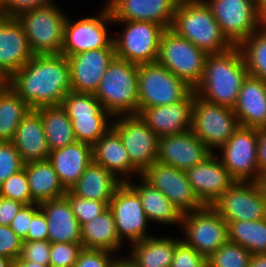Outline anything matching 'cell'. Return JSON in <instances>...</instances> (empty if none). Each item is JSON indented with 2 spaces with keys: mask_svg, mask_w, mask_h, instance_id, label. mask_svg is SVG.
I'll list each match as a JSON object with an SVG mask.
<instances>
[{
  "mask_svg": "<svg viewBox=\"0 0 266 267\" xmlns=\"http://www.w3.org/2000/svg\"><path fill=\"white\" fill-rule=\"evenodd\" d=\"M260 183H261V186L263 187L265 198H266V174L261 177Z\"/></svg>",
  "mask_w": 266,
  "mask_h": 267,
  "instance_id": "cell-58",
  "label": "cell"
},
{
  "mask_svg": "<svg viewBox=\"0 0 266 267\" xmlns=\"http://www.w3.org/2000/svg\"><path fill=\"white\" fill-rule=\"evenodd\" d=\"M252 254L241 245L226 241L208 259V267H248Z\"/></svg>",
  "mask_w": 266,
  "mask_h": 267,
  "instance_id": "cell-39",
  "label": "cell"
},
{
  "mask_svg": "<svg viewBox=\"0 0 266 267\" xmlns=\"http://www.w3.org/2000/svg\"><path fill=\"white\" fill-rule=\"evenodd\" d=\"M257 147L258 128L240 126L217 156L235 181L259 182Z\"/></svg>",
  "mask_w": 266,
  "mask_h": 267,
  "instance_id": "cell-14",
  "label": "cell"
},
{
  "mask_svg": "<svg viewBox=\"0 0 266 267\" xmlns=\"http://www.w3.org/2000/svg\"><path fill=\"white\" fill-rule=\"evenodd\" d=\"M0 196L24 205L36 203L31 196L25 168L12 174L0 185Z\"/></svg>",
  "mask_w": 266,
  "mask_h": 267,
  "instance_id": "cell-40",
  "label": "cell"
},
{
  "mask_svg": "<svg viewBox=\"0 0 266 267\" xmlns=\"http://www.w3.org/2000/svg\"><path fill=\"white\" fill-rule=\"evenodd\" d=\"M8 85V81H0V93Z\"/></svg>",
  "mask_w": 266,
  "mask_h": 267,
  "instance_id": "cell-59",
  "label": "cell"
},
{
  "mask_svg": "<svg viewBox=\"0 0 266 267\" xmlns=\"http://www.w3.org/2000/svg\"><path fill=\"white\" fill-rule=\"evenodd\" d=\"M101 12L72 21L68 16L64 27L61 54L69 57L81 52L115 48L113 37L109 35L107 25L113 24L112 15L106 4ZM110 23V24H109Z\"/></svg>",
  "mask_w": 266,
  "mask_h": 267,
  "instance_id": "cell-12",
  "label": "cell"
},
{
  "mask_svg": "<svg viewBox=\"0 0 266 267\" xmlns=\"http://www.w3.org/2000/svg\"><path fill=\"white\" fill-rule=\"evenodd\" d=\"M193 91L186 81L158 62L138 65V113L145 107L177 103Z\"/></svg>",
  "mask_w": 266,
  "mask_h": 267,
  "instance_id": "cell-6",
  "label": "cell"
},
{
  "mask_svg": "<svg viewBox=\"0 0 266 267\" xmlns=\"http://www.w3.org/2000/svg\"><path fill=\"white\" fill-rule=\"evenodd\" d=\"M112 128L121 137L131 164L140 173L157 161L159 137L138 114L115 116Z\"/></svg>",
  "mask_w": 266,
  "mask_h": 267,
  "instance_id": "cell-16",
  "label": "cell"
},
{
  "mask_svg": "<svg viewBox=\"0 0 266 267\" xmlns=\"http://www.w3.org/2000/svg\"><path fill=\"white\" fill-rule=\"evenodd\" d=\"M194 95L195 91L174 104L145 107L138 115L159 138L185 133L191 130Z\"/></svg>",
  "mask_w": 266,
  "mask_h": 267,
  "instance_id": "cell-23",
  "label": "cell"
},
{
  "mask_svg": "<svg viewBox=\"0 0 266 267\" xmlns=\"http://www.w3.org/2000/svg\"><path fill=\"white\" fill-rule=\"evenodd\" d=\"M228 223L229 241L235 242L252 255L266 254V218L257 221Z\"/></svg>",
  "mask_w": 266,
  "mask_h": 267,
  "instance_id": "cell-37",
  "label": "cell"
},
{
  "mask_svg": "<svg viewBox=\"0 0 266 267\" xmlns=\"http://www.w3.org/2000/svg\"><path fill=\"white\" fill-rule=\"evenodd\" d=\"M140 177L162 192L182 214L205 207L188 181L186 172L181 169L156 161Z\"/></svg>",
  "mask_w": 266,
  "mask_h": 267,
  "instance_id": "cell-17",
  "label": "cell"
},
{
  "mask_svg": "<svg viewBox=\"0 0 266 267\" xmlns=\"http://www.w3.org/2000/svg\"><path fill=\"white\" fill-rule=\"evenodd\" d=\"M24 162L12 141H0V185L24 168Z\"/></svg>",
  "mask_w": 266,
  "mask_h": 267,
  "instance_id": "cell-42",
  "label": "cell"
},
{
  "mask_svg": "<svg viewBox=\"0 0 266 267\" xmlns=\"http://www.w3.org/2000/svg\"><path fill=\"white\" fill-rule=\"evenodd\" d=\"M204 1L210 7L222 33L234 46H238L266 22L254 0Z\"/></svg>",
  "mask_w": 266,
  "mask_h": 267,
  "instance_id": "cell-13",
  "label": "cell"
},
{
  "mask_svg": "<svg viewBox=\"0 0 266 267\" xmlns=\"http://www.w3.org/2000/svg\"><path fill=\"white\" fill-rule=\"evenodd\" d=\"M64 196L68 199L72 212L80 226L92 221L109 207L106 202L75 196L70 190H67Z\"/></svg>",
  "mask_w": 266,
  "mask_h": 267,
  "instance_id": "cell-41",
  "label": "cell"
},
{
  "mask_svg": "<svg viewBox=\"0 0 266 267\" xmlns=\"http://www.w3.org/2000/svg\"><path fill=\"white\" fill-rule=\"evenodd\" d=\"M61 106L67 112L79 142L93 146L112 128L111 120L114 117L103 108L94 94L70 91Z\"/></svg>",
  "mask_w": 266,
  "mask_h": 267,
  "instance_id": "cell-7",
  "label": "cell"
},
{
  "mask_svg": "<svg viewBox=\"0 0 266 267\" xmlns=\"http://www.w3.org/2000/svg\"><path fill=\"white\" fill-rule=\"evenodd\" d=\"M13 267H50V266L30 261H14Z\"/></svg>",
  "mask_w": 266,
  "mask_h": 267,
  "instance_id": "cell-55",
  "label": "cell"
},
{
  "mask_svg": "<svg viewBox=\"0 0 266 267\" xmlns=\"http://www.w3.org/2000/svg\"><path fill=\"white\" fill-rule=\"evenodd\" d=\"M124 24L119 35H113L116 57L136 65L157 62L164 28L146 21H113Z\"/></svg>",
  "mask_w": 266,
  "mask_h": 267,
  "instance_id": "cell-9",
  "label": "cell"
},
{
  "mask_svg": "<svg viewBox=\"0 0 266 267\" xmlns=\"http://www.w3.org/2000/svg\"><path fill=\"white\" fill-rule=\"evenodd\" d=\"M181 228V240L206 258L229 240L228 223L211 206L184 213Z\"/></svg>",
  "mask_w": 266,
  "mask_h": 267,
  "instance_id": "cell-11",
  "label": "cell"
},
{
  "mask_svg": "<svg viewBox=\"0 0 266 267\" xmlns=\"http://www.w3.org/2000/svg\"><path fill=\"white\" fill-rule=\"evenodd\" d=\"M93 160L121 182H128L133 174L141 175L131 164L123 141L113 128L93 145Z\"/></svg>",
  "mask_w": 266,
  "mask_h": 267,
  "instance_id": "cell-29",
  "label": "cell"
},
{
  "mask_svg": "<svg viewBox=\"0 0 266 267\" xmlns=\"http://www.w3.org/2000/svg\"><path fill=\"white\" fill-rule=\"evenodd\" d=\"M39 206L46 215L48 241L81 243V226L65 196L43 201Z\"/></svg>",
  "mask_w": 266,
  "mask_h": 267,
  "instance_id": "cell-27",
  "label": "cell"
},
{
  "mask_svg": "<svg viewBox=\"0 0 266 267\" xmlns=\"http://www.w3.org/2000/svg\"><path fill=\"white\" fill-rule=\"evenodd\" d=\"M29 105L7 85L0 93V141H12Z\"/></svg>",
  "mask_w": 266,
  "mask_h": 267,
  "instance_id": "cell-36",
  "label": "cell"
},
{
  "mask_svg": "<svg viewBox=\"0 0 266 267\" xmlns=\"http://www.w3.org/2000/svg\"><path fill=\"white\" fill-rule=\"evenodd\" d=\"M24 204L0 196V225L9 226Z\"/></svg>",
  "mask_w": 266,
  "mask_h": 267,
  "instance_id": "cell-51",
  "label": "cell"
},
{
  "mask_svg": "<svg viewBox=\"0 0 266 267\" xmlns=\"http://www.w3.org/2000/svg\"><path fill=\"white\" fill-rule=\"evenodd\" d=\"M213 152L189 130L159 138L157 161L186 171L204 162Z\"/></svg>",
  "mask_w": 266,
  "mask_h": 267,
  "instance_id": "cell-20",
  "label": "cell"
},
{
  "mask_svg": "<svg viewBox=\"0 0 266 267\" xmlns=\"http://www.w3.org/2000/svg\"><path fill=\"white\" fill-rule=\"evenodd\" d=\"M248 267H266V254L252 255Z\"/></svg>",
  "mask_w": 266,
  "mask_h": 267,
  "instance_id": "cell-53",
  "label": "cell"
},
{
  "mask_svg": "<svg viewBox=\"0 0 266 267\" xmlns=\"http://www.w3.org/2000/svg\"><path fill=\"white\" fill-rule=\"evenodd\" d=\"M248 71L238 46L226 52L208 54L195 95L212 104L234 108Z\"/></svg>",
  "mask_w": 266,
  "mask_h": 267,
  "instance_id": "cell-2",
  "label": "cell"
},
{
  "mask_svg": "<svg viewBox=\"0 0 266 267\" xmlns=\"http://www.w3.org/2000/svg\"><path fill=\"white\" fill-rule=\"evenodd\" d=\"M238 47L247 66L248 75L266 81V22Z\"/></svg>",
  "mask_w": 266,
  "mask_h": 267,
  "instance_id": "cell-38",
  "label": "cell"
},
{
  "mask_svg": "<svg viewBox=\"0 0 266 267\" xmlns=\"http://www.w3.org/2000/svg\"><path fill=\"white\" fill-rule=\"evenodd\" d=\"M257 158L259 168V182L266 174V127L258 129Z\"/></svg>",
  "mask_w": 266,
  "mask_h": 267,
  "instance_id": "cell-52",
  "label": "cell"
},
{
  "mask_svg": "<svg viewBox=\"0 0 266 267\" xmlns=\"http://www.w3.org/2000/svg\"><path fill=\"white\" fill-rule=\"evenodd\" d=\"M0 81H8V78L0 70Z\"/></svg>",
  "mask_w": 266,
  "mask_h": 267,
  "instance_id": "cell-60",
  "label": "cell"
},
{
  "mask_svg": "<svg viewBox=\"0 0 266 267\" xmlns=\"http://www.w3.org/2000/svg\"><path fill=\"white\" fill-rule=\"evenodd\" d=\"M181 240L171 237H147L131 244L128 257L139 267H171L177 243Z\"/></svg>",
  "mask_w": 266,
  "mask_h": 267,
  "instance_id": "cell-33",
  "label": "cell"
},
{
  "mask_svg": "<svg viewBox=\"0 0 266 267\" xmlns=\"http://www.w3.org/2000/svg\"><path fill=\"white\" fill-rule=\"evenodd\" d=\"M207 56L206 52L168 28L161 36L157 62L195 89L203 78Z\"/></svg>",
  "mask_w": 266,
  "mask_h": 267,
  "instance_id": "cell-8",
  "label": "cell"
},
{
  "mask_svg": "<svg viewBox=\"0 0 266 267\" xmlns=\"http://www.w3.org/2000/svg\"><path fill=\"white\" fill-rule=\"evenodd\" d=\"M45 241L48 240V226L46 215L39 208L32 217L28 234L24 241Z\"/></svg>",
  "mask_w": 266,
  "mask_h": 267,
  "instance_id": "cell-50",
  "label": "cell"
},
{
  "mask_svg": "<svg viewBox=\"0 0 266 267\" xmlns=\"http://www.w3.org/2000/svg\"><path fill=\"white\" fill-rule=\"evenodd\" d=\"M94 95L113 117L138 114V65L115 57Z\"/></svg>",
  "mask_w": 266,
  "mask_h": 267,
  "instance_id": "cell-4",
  "label": "cell"
},
{
  "mask_svg": "<svg viewBox=\"0 0 266 267\" xmlns=\"http://www.w3.org/2000/svg\"><path fill=\"white\" fill-rule=\"evenodd\" d=\"M114 267H139L132 259H130L128 256H119V258L116 259Z\"/></svg>",
  "mask_w": 266,
  "mask_h": 267,
  "instance_id": "cell-54",
  "label": "cell"
},
{
  "mask_svg": "<svg viewBox=\"0 0 266 267\" xmlns=\"http://www.w3.org/2000/svg\"><path fill=\"white\" fill-rule=\"evenodd\" d=\"M180 0H108L113 21L153 22L164 29L171 27Z\"/></svg>",
  "mask_w": 266,
  "mask_h": 267,
  "instance_id": "cell-21",
  "label": "cell"
},
{
  "mask_svg": "<svg viewBox=\"0 0 266 267\" xmlns=\"http://www.w3.org/2000/svg\"><path fill=\"white\" fill-rule=\"evenodd\" d=\"M80 229L83 248L108 250L116 254L124 245L117 234L114 215L109 207L92 221L82 224Z\"/></svg>",
  "mask_w": 266,
  "mask_h": 267,
  "instance_id": "cell-32",
  "label": "cell"
},
{
  "mask_svg": "<svg viewBox=\"0 0 266 267\" xmlns=\"http://www.w3.org/2000/svg\"><path fill=\"white\" fill-rule=\"evenodd\" d=\"M171 267H208V259L180 240L176 245Z\"/></svg>",
  "mask_w": 266,
  "mask_h": 267,
  "instance_id": "cell-44",
  "label": "cell"
},
{
  "mask_svg": "<svg viewBox=\"0 0 266 267\" xmlns=\"http://www.w3.org/2000/svg\"><path fill=\"white\" fill-rule=\"evenodd\" d=\"M170 29L207 54L226 52L234 46L204 0H180Z\"/></svg>",
  "mask_w": 266,
  "mask_h": 267,
  "instance_id": "cell-3",
  "label": "cell"
},
{
  "mask_svg": "<svg viewBox=\"0 0 266 267\" xmlns=\"http://www.w3.org/2000/svg\"><path fill=\"white\" fill-rule=\"evenodd\" d=\"M17 18L0 17V70L9 79L33 56Z\"/></svg>",
  "mask_w": 266,
  "mask_h": 267,
  "instance_id": "cell-24",
  "label": "cell"
},
{
  "mask_svg": "<svg viewBox=\"0 0 266 267\" xmlns=\"http://www.w3.org/2000/svg\"><path fill=\"white\" fill-rule=\"evenodd\" d=\"M40 208L39 203L23 205L18 211L13 221L10 223L11 229L24 241L28 234V229L33 214Z\"/></svg>",
  "mask_w": 266,
  "mask_h": 267,
  "instance_id": "cell-49",
  "label": "cell"
},
{
  "mask_svg": "<svg viewBox=\"0 0 266 267\" xmlns=\"http://www.w3.org/2000/svg\"><path fill=\"white\" fill-rule=\"evenodd\" d=\"M81 243H51L50 267H74L80 251Z\"/></svg>",
  "mask_w": 266,
  "mask_h": 267,
  "instance_id": "cell-43",
  "label": "cell"
},
{
  "mask_svg": "<svg viewBox=\"0 0 266 267\" xmlns=\"http://www.w3.org/2000/svg\"><path fill=\"white\" fill-rule=\"evenodd\" d=\"M32 199L36 203L63 197L67 190L61 184L52 164L47 160L24 164Z\"/></svg>",
  "mask_w": 266,
  "mask_h": 267,
  "instance_id": "cell-34",
  "label": "cell"
},
{
  "mask_svg": "<svg viewBox=\"0 0 266 267\" xmlns=\"http://www.w3.org/2000/svg\"><path fill=\"white\" fill-rule=\"evenodd\" d=\"M139 179L140 184H134L132 179L126 183L138 194L149 222L181 226L183 214L178 208L158 189L151 187L140 176Z\"/></svg>",
  "mask_w": 266,
  "mask_h": 267,
  "instance_id": "cell-31",
  "label": "cell"
},
{
  "mask_svg": "<svg viewBox=\"0 0 266 267\" xmlns=\"http://www.w3.org/2000/svg\"><path fill=\"white\" fill-rule=\"evenodd\" d=\"M113 254L108 250L83 248L74 267H114L117 258Z\"/></svg>",
  "mask_w": 266,
  "mask_h": 267,
  "instance_id": "cell-46",
  "label": "cell"
},
{
  "mask_svg": "<svg viewBox=\"0 0 266 267\" xmlns=\"http://www.w3.org/2000/svg\"><path fill=\"white\" fill-rule=\"evenodd\" d=\"M55 0H0L2 17L17 18L21 13L50 5Z\"/></svg>",
  "mask_w": 266,
  "mask_h": 267,
  "instance_id": "cell-47",
  "label": "cell"
},
{
  "mask_svg": "<svg viewBox=\"0 0 266 267\" xmlns=\"http://www.w3.org/2000/svg\"><path fill=\"white\" fill-rule=\"evenodd\" d=\"M233 110L240 126L266 127V81L247 75Z\"/></svg>",
  "mask_w": 266,
  "mask_h": 267,
  "instance_id": "cell-25",
  "label": "cell"
},
{
  "mask_svg": "<svg viewBox=\"0 0 266 267\" xmlns=\"http://www.w3.org/2000/svg\"><path fill=\"white\" fill-rule=\"evenodd\" d=\"M122 183L115 175L93 160L69 190L80 198L102 201L109 205L116 189Z\"/></svg>",
  "mask_w": 266,
  "mask_h": 267,
  "instance_id": "cell-30",
  "label": "cell"
},
{
  "mask_svg": "<svg viewBox=\"0 0 266 267\" xmlns=\"http://www.w3.org/2000/svg\"><path fill=\"white\" fill-rule=\"evenodd\" d=\"M23 240L10 226L0 225V255L17 260L20 257Z\"/></svg>",
  "mask_w": 266,
  "mask_h": 267,
  "instance_id": "cell-48",
  "label": "cell"
},
{
  "mask_svg": "<svg viewBox=\"0 0 266 267\" xmlns=\"http://www.w3.org/2000/svg\"><path fill=\"white\" fill-rule=\"evenodd\" d=\"M259 13L266 19V0H254Z\"/></svg>",
  "mask_w": 266,
  "mask_h": 267,
  "instance_id": "cell-56",
  "label": "cell"
},
{
  "mask_svg": "<svg viewBox=\"0 0 266 267\" xmlns=\"http://www.w3.org/2000/svg\"><path fill=\"white\" fill-rule=\"evenodd\" d=\"M24 163L47 160L50 154L40 113L30 111L21 120L12 139Z\"/></svg>",
  "mask_w": 266,
  "mask_h": 267,
  "instance_id": "cell-28",
  "label": "cell"
},
{
  "mask_svg": "<svg viewBox=\"0 0 266 267\" xmlns=\"http://www.w3.org/2000/svg\"><path fill=\"white\" fill-rule=\"evenodd\" d=\"M185 172L194 192L205 206L213 205L236 182L215 152Z\"/></svg>",
  "mask_w": 266,
  "mask_h": 267,
  "instance_id": "cell-22",
  "label": "cell"
},
{
  "mask_svg": "<svg viewBox=\"0 0 266 267\" xmlns=\"http://www.w3.org/2000/svg\"><path fill=\"white\" fill-rule=\"evenodd\" d=\"M109 208L113 212L116 231L122 242L127 239L132 244L151 237L147 235L149 220L141 206L140 198L126 182L116 189Z\"/></svg>",
  "mask_w": 266,
  "mask_h": 267,
  "instance_id": "cell-18",
  "label": "cell"
},
{
  "mask_svg": "<svg viewBox=\"0 0 266 267\" xmlns=\"http://www.w3.org/2000/svg\"><path fill=\"white\" fill-rule=\"evenodd\" d=\"M115 57V48L93 49L67 57L71 91L95 94L106 69Z\"/></svg>",
  "mask_w": 266,
  "mask_h": 267,
  "instance_id": "cell-19",
  "label": "cell"
},
{
  "mask_svg": "<svg viewBox=\"0 0 266 267\" xmlns=\"http://www.w3.org/2000/svg\"><path fill=\"white\" fill-rule=\"evenodd\" d=\"M17 20L34 55L61 54L67 14L56 3L23 12Z\"/></svg>",
  "mask_w": 266,
  "mask_h": 267,
  "instance_id": "cell-5",
  "label": "cell"
},
{
  "mask_svg": "<svg viewBox=\"0 0 266 267\" xmlns=\"http://www.w3.org/2000/svg\"><path fill=\"white\" fill-rule=\"evenodd\" d=\"M211 207L226 222L266 218V198L260 182L236 181Z\"/></svg>",
  "mask_w": 266,
  "mask_h": 267,
  "instance_id": "cell-15",
  "label": "cell"
},
{
  "mask_svg": "<svg viewBox=\"0 0 266 267\" xmlns=\"http://www.w3.org/2000/svg\"><path fill=\"white\" fill-rule=\"evenodd\" d=\"M240 127L232 108L212 104L194 95L191 131L213 153Z\"/></svg>",
  "mask_w": 266,
  "mask_h": 267,
  "instance_id": "cell-10",
  "label": "cell"
},
{
  "mask_svg": "<svg viewBox=\"0 0 266 267\" xmlns=\"http://www.w3.org/2000/svg\"><path fill=\"white\" fill-rule=\"evenodd\" d=\"M36 110L40 113L50 152L77 141L72 122L61 105L43 106Z\"/></svg>",
  "mask_w": 266,
  "mask_h": 267,
  "instance_id": "cell-35",
  "label": "cell"
},
{
  "mask_svg": "<svg viewBox=\"0 0 266 267\" xmlns=\"http://www.w3.org/2000/svg\"><path fill=\"white\" fill-rule=\"evenodd\" d=\"M48 161L66 190H69L93 161V146L75 141L50 152Z\"/></svg>",
  "mask_w": 266,
  "mask_h": 267,
  "instance_id": "cell-26",
  "label": "cell"
},
{
  "mask_svg": "<svg viewBox=\"0 0 266 267\" xmlns=\"http://www.w3.org/2000/svg\"><path fill=\"white\" fill-rule=\"evenodd\" d=\"M8 85L31 109L61 105L71 91L68 59L62 54L33 55L8 79Z\"/></svg>",
  "mask_w": 266,
  "mask_h": 267,
  "instance_id": "cell-1",
  "label": "cell"
},
{
  "mask_svg": "<svg viewBox=\"0 0 266 267\" xmlns=\"http://www.w3.org/2000/svg\"><path fill=\"white\" fill-rule=\"evenodd\" d=\"M14 261L10 258L0 255V267H13Z\"/></svg>",
  "mask_w": 266,
  "mask_h": 267,
  "instance_id": "cell-57",
  "label": "cell"
},
{
  "mask_svg": "<svg viewBox=\"0 0 266 267\" xmlns=\"http://www.w3.org/2000/svg\"><path fill=\"white\" fill-rule=\"evenodd\" d=\"M51 242L45 241H23L20 257L15 261H30L42 265H49Z\"/></svg>",
  "mask_w": 266,
  "mask_h": 267,
  "instance_id": "cell-45",
  "label": "cell"
}]
</instances>
